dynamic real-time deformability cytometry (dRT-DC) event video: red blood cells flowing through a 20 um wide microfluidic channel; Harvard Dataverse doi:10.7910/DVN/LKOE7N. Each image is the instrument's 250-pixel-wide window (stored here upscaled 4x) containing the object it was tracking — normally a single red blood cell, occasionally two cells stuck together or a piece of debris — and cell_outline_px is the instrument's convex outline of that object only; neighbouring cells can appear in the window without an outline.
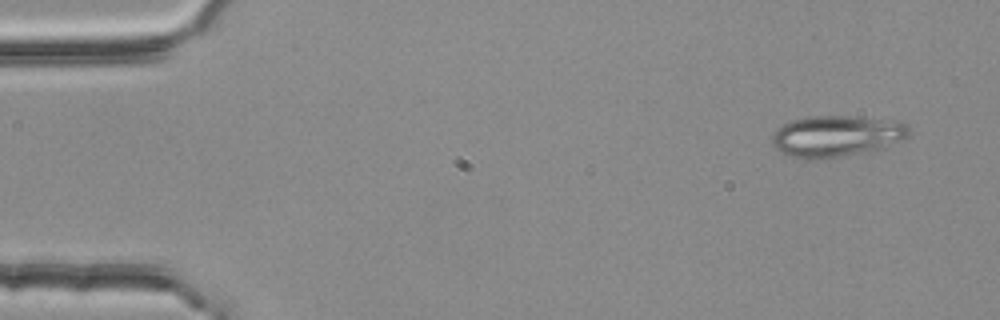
{"species": "common noctule bat (a hibernating species)", "species_latin": "Nyctalus noctula", "temperature_condition": "room temperature", "stored_images_in_passage": 4, "camera_frame_rate_fps": 3000, "um_per_image_px": 0.085, "animal": {"sex": "female", "body_mass_g": 25.1}, "frame": {"image": 1, "passage_image": 1, "time_ms": 0.0, "image_size_px": [1000, 320], "cell_outline_px": [[908, 136], [900, 140], [880, 148], [824, 160], [812, 160], [792, 156], [780, 152], [772, 144], [772, 132], [784, 124], [792, 120], [812, 116], [848, 116], [904, 124], [908, 128]], "centroid_in_image_um": [70.97, 11.59], "position_along_channel_um": 14.0, "area_um2": 32.14}}